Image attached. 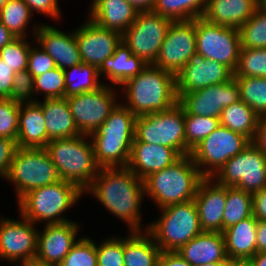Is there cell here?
<instances>
[{"label": "cell", "instance_id": "7c38bea8", "mask_svg": "<svg viewBox=\"0 0 266 266\" xmlns=\"http://www.w3.org/2000/svg\"><path fill=\"white\" fill-rule=\"evenodd\" d=\"M196 52L206 59L215 60L235 72L240 56L239 29L195 19Z\"/></svg>", "mask_w": 266, "mask_h": 266}, {"label": "cell", "instance_id": "4dcf8cb0", "mask_svg": "<svg viewBox=\"0 0 266 266\" xmlns=\"http://www.w3.org/2000/svg\"><path fill=\"white\" fill-rule=\"evenodd\" d=\"M131 231L124 237V266H157L161 249L146 230Z\"/></svg>", "mask_w": 266, "mask_h": 266}, {"label": "cell", "instance_id": "91938a15", "mask_svg": "<svg viewBox=\"0 0 266 266\" xmlns=\"http://www.w3.org/2000/svg\"><path fill=\"white\" fill-rule=\"evenodd\" d=\"M230 266H252L250 259H232Z\"/></svg>", "mask_w": 266, "mask_h": 266}, {"label": "cell", "instance_id": "52a82bcc", "mask_svg": "<svg viewBox=\"0 0 266 266\" xmlns=\"http://www.w3.org/2000/svg\"><path fill=\"white\" fill-rule=\"evenodd\" d=\"M161 216L147 224L148 231L162 252H177L192 238L201 234L195 201L173 204L159 210Z\"/></svg>", "mask_w": 266, "mask_h": 266}, {"label": "cell", "instance_id": "c3c4849f", "mask_svg": "<svg viewBox=\"0 0 266 266\" xmlns=\"http://www.w3.org/2000/svg\"><path fill=\"white\" fill-rule=\"evenodd\" d=\"M17 148L15 140L0 137V177L2 179H6L9 173L11 161Z\"/></svg>", "mask_w": 266, "mask_h": 266}, {"label": "cell", "instance_id": "ee69618b", "mask_svg": "<svg viewBox=\"0 0 266 266\" xmlns=\"http://www.w3.org/2000/svg\"><path fill=\"white\" fill-rule=\"evenodd\" d=\"M20 104L9 98H0V137L15 140L18 136Z\"/></svg>", "mask_w": 266, "mask_h": 266}, {"label": "cell", "instance_id": "f6af8a7d", "mask_svg": "<svg viewBox=\"0 0 266 266\" xmlns=\"http://www.w3.org/2000/svg\"><path fill=\"white\" fill-rule=\"evenodd\" d=\"M98 266H124V238L110 237L96 244Z\"/></svg>", "mask_w": 266, "mask_h": 266}, {"label": "cell", "instance_id": "277c9868", "mask_svg": "<svg viewBox=\"0 0 266 266\" xmlns=\"http://www.w3.org/2000/svg\"><path fill=\"white\" fill-rule=\"evenodd\" d=\"M204 178L191 156H182L173 165L150 174L144 180L145 195L159 209L186 203L194 200Z\"/></svg>", "mask_w": 266, "mask_h": 266}, {"label": "cell", "instance_id": "d6986e66", "mask_svg": "<svg viewBox=\"0 0 266 266\" xmlns=\"http://www.w3.org/2000/svg\"><path fill=\"white\" fill-rule=\"evenodd\" d=\"M82 63L101 67L103 62L115 53L122 41V35L116 31L98 26L89 18L80 28L75 29Z\"/></svg>", "mask_w": 266, "mask_h": 266}, {"label": "cell", "instance_id": "4316f807", "mask_svg": "<svg viewBox=\"0 0 266 266\" xmlns=\"http://www.w3.org/2000/svg\"><path fill=\"white\" fill-rule=\"evenodd\" d=\"M48 142L42 107L37 102L20 104L17 147L45 148Z\"/></svg>", "mask_w": 266, "mask_h": 266}, {"label": "cell", "instance_id": "f1b7e54d", "mask_svg": "<svg viewBox=\"0 0 266 266\" xmlns=\"http://www.w3.org/2000/svg\"><path fill=\"white\" fill-rule=\"evenodd\" d=\"M147 64L132 54L129 48L121 41L115 53L108 57L98 69L99 77L110 81L111 86L120 87L126 80L140 73ZM120 85V86H119Z\"/></svg>", "mask_w": 266, "mask_h": 266}, {"label": "cell", "instance_id": "680465c9", "mask_svg": "<svg viewBox=\"0 0 266 266\" xmlns=\"http://www.w3.org/2000/svg\"><path fill=\"white\" fill-rule=\"evenodd\" d=\"M250 261L252 266H266V252L256 253Z\"/></svg>", "mask_w": 266, "mask_h": 266}, {"label": "cell", "instance_id": "cb8c5ba5", "mask_svg": "<svg viewBox=\"0 0 266 266\" xmlns=\"http://www.w3.org/2000/svg\"><path fill=\"white\" fill-rule=\"evenodd\" d=\"M89 19L121 35L136 20L139 11L126 0H92Z\"/></svg>", "mask_w": 266, "mask_h": 266}, {"label": "cell", "instance_id": "f35d334b", "mask_svg": "<svg viewBox=\"0 0 266 266\" xmlns=\"http://www.w3.org/2000/svg\"><path fill=\"white\" fill-rule=\"evenodd\" d=\"M241 48H266V13L257 8L240 28Z\"/></svg>", "mask_w": 266, "mask_h": 266}, {"label": "cell", "instance_id": "f907efd6", "mask_svg": "<svg viewBox=\"0 0 266 266\" xmlns=\"http://www.w3.org/2000/svg\"><path fill=\"white\" fill-rule=\"evenodd\" d=\"M16 72L0 59V98H8Z\"/></svg>", "mask_w": 266, "mask_h": 266}, {"label": "cell", "instance_id": "e7e4bbea", "mask_svg": "<svg viewBox=\"0 0 266 266\" xmlns=\"http://www.w3.org/2000/svg\"><path fill=\"white\" fill-rule=\"evenodd\" d=\"M8 0H0V10L2 9L3 5L7 2Z\"/></svg>", "mask_w": 266, "mask_h": 266}, {"label": "cell", "instance_id": "4fadbf2b", "mask_svg": "<svg viewBox=\"0 0 266 266\" xmlns=\"http://www.w3.org/2000/svg\"><path fill=\"white\" fill-rule=\"evenodd\" d=\"M172 22L153 10L140 11L122 34V42L147 65L153 64Z\"/></svg>", "mask_w": 266, "mask_h": 266}, {"label": "cell", "instance_id": "db71d44e", "mask_svg": "<svg viewBox=\"0 0 266 266\" xmlns=\"http://www.w3.org/2000/svg\"><path fill=\"white\" fill-rule=\"evenodd\" d=\"M252 142L266 156V116L259 118L258 128Z\"/></svg>", "mask_w": 266, "mask_h": 266}, {"label": "cell", "instance_id": "816d5d0a", "mask_svg": "<svg viewBox=\"0 0 266 266\" xmlns=\"http://www.w3.org/2000/svg\"><path fill=\"white\" fill-rule=\"evenodd\" d=\"M253 216L257 220H266V188L252 194Z\"/></svg>", "mask_w": 266, "mask_h": 266}, {"label": "cell", "instance_id": "7a4b0ae2", "mask_svg": "<svg viewBox=\"0 0 266 266\" xmlns=\"http://www.w3.org/2000/svg\"><path fill=\"white\" fill-rule=\"evenodd\" d=\"M127 103H122L135 116L167 111L178 103L176 75L148 64L121 87Z\"/></svg>", "mask_w": 266, "mask_h": 266}, {"label": "cell", "instance_id": "74e56055", "mask_svg": "<svg viewBox=\"0 0 266 266\" xmlns=\"http://www.w3.org/2000/svg\"><path fill=\"white\" fill-rule=\"evenodd\" d=\"M220 126V118L185 115V156Z\"/></svg>", "mask_w": 266, "mask_h": 266}, {"label": "cell", "instance_id": "3957f363", "mask_svg": "<svg viewBox=\"0 0 266 266\" xmlns=\"http://www.w3.org/2000/svg\"><path fill=\"white\" fill-rule=\"evenodd\" d=\"M135 120L136 116L119 101L104 123L89 135L100 168L128 166Z\"/></svg>", "mask_w": 266, "mask_h": 266}, {"label": "cell", "instance_id": "44dd1931", "mask_svg": "<svg viewBox=\"0 0 266 266\" xmlns=\"http://www.w3.org/2000/svg\"><path fill=\"white\" fill-rule=\"evenodd\" d=\"M32 29L35 41L55 62L56 67L64 70L82 63L75 31L62 32L51 25H35Z\"/></svg>", "mask_w": 266, "mask_h": 266}, {"label": "cell", "instance_id": "ab89813d", "mask_svg": "<svg viewBox=\"0 0 266 266\" xmlns=\"http://www.w3.org/2000/svg\"><path fill=\"white\" fill-rule=\"evenodd\" d=\"M234 77L266 78V48H241Z\"/></svg>", "mask_w": 266, "mask_h": 266}, {"label": "cell", "instance_id": "7bdbcfd3", "mask_svg": "<svg viewBox=\"0 0 266 266\" xmlns=\"http://www.w3.org/2000/svg\"><path fill=\"white\" fill-rule=\"evenodd\" d=\"M27 38H16L0 49V59L15 72L27 70L30 43Z\"/></svg>", "mask_w": 266, "mask_h": 266}, {"label": "cell", "instance_id": "603a6c76", "mask_svg": "<svg viewBox=\"0 0 266 266\" xmlns=\"http://www.w3.org/2000/svg\"><path fill=\"white\" fill-rule=\"evenodd\" d=\"M182 156L172 148L144 142H133L128 168L140 179L173 165Z\"/></svg>", "mask_w": 266, "mask_h": 266}, {"label": "cell", "instance_id": "83f0119b", "mask_svg": "<svg viewBox=\"0 0 266 266\" xmlns=\"http://www.w3.org/2000/svg\"><path fill=\"white\" fill-rule=\"evenodd\" d=\"M37 103L43 110L49 141L81 135L66 98L44 99Z\"/></svg>", "mask_w": 266, "mask_h": 266}, {"label": "cell", "instance_id": "8fae6325", "mask_svg": "<svg viewBox=\"0 0 266 266\" xmlns=\"http://www.w3.org/2000/svg\"><path fill=\"white\" fill-rule=\"evenodd\" d=\"M250 143L244 135L220 125L191 150L190 156L204 177H212Z\"/></svg>", "mask_w": 266, "mask_h": 266}, {"label": "cell", "instance_id": "7dc6e473", "mask_svg": "<svg viewBox=\"0 0 266 266\" xmlns=\"http://www.w3.org/2000/svg\"><path fill=\"white\" fill-rule=\"evenodd\" d=\"M54 68H56L54 59L40 46L30 47L27 70L33 78Z\"/></svg>", "mask_w": 266, "mask_h": 266}, {"label": "cell", "instance_id": "8992f818", "mask_svg": "<svg viewBox=\"0 0 266 266\" xmlns=\"http://www.w3.org/2000/svg\"><path fill=\"white\" fill-rule=\"evenodd\" d=\"M84 192L75 184L60 180L54 184L35 188L18 201L20 215L36 225L64 223L70 221L62 216L74 207Z\"/></svg>", "mask_w": 266, "mask_h": 266}, {"label": "cell", "instance_id": "f546056e", "mask_svg": "<svg viewBox=\"0 0 266 266\" xmlns=\"http://www.w3.org/2000/svg\"><path fill=\"white\" fill-rule=\"evenodd\" d=\"M257 219L245 218L228 227L222 233L226 255L232 259H250L257 253Z\"/></svg>", "mask_w": 266, "mask_h": 266}, {"label": "cell", "instance_id": "d6a6232c", "mask_svg": "<svg viewBox=\"0 0 266 266\" xmlns=\"http://www.w3.org/2000/svg\"><path fill=\"white\" fill-rule=\"evenodd\" d=\"M63 71L66 86L65 98L84 92L95 91L103 85L99 81L98 69L90 64L81 63Z\"/></svg>", "mask_w": 266, "mask_h": 266}, {"label": "cell", "instance_id": "2e32d148", "mask_svg": "<svg viewBox=\"0 0 266 266\" xmlns=\"http://www.w3.org/2000/svg\"><path fill=\"white\" fill-rule=\"evenodd\" d=\"M196 53L195 19L172 22L158 56L152 64L177 75Z\"/></svg>", "mask_w": 266, "mask_h": 266}, {"label": "cell", "instance_id": "be15d7a7", "mask_svg": "<svg viewBox=\"0 0 266 266\" xmlns=\"http://www.w3.org/2000/svg\"><path fill=\"white\" fill-rule=\"evenodd\" d=\"M258 8L266 13V0H258Z\"/></svg>", "mask_w": 266, "mask_h": 266}, {"label": "cell", "instance_id": "f5cc1de1", "mask_svg": "<svg viewBox=\"0 0 266 266\" xmlns=\"http://www.w3.org/2000/svg\"><path fill=\"white\" fill-rule=\"evenodd\" d=\"M157 266H192L184 260L176 251L161 252Z\"/></svg>", "mask_w": 266, "mask_h": 266}, {"label": "cell", "instance_id": "681fc988", "mask_svg": "<svg viewBox=\"0 0 266 266\" xmlns=\"http://www.w3.org/2000/svg\"><path fill=\"white\" fill-rule=\"evenodd\" d=\"M31 12L34 11L49 16L55 20H58L61 15V9L58 4V0H23Z\"/></svg>", "mask_w": 266, "mask_h": 266}, {"label": "cell", "instance_id": "94428289", "mask_svg": "<svg viewBox=\"0 0 266 266\" xmlns=\"http://www.w3.org/2000/svg\"><path fill=\"white\" fill-rule=\"evenodd\" d=\"M230 265H231V258L227 256L226 258H224L219 262L207 263L200 266H230Z\"/></svg>", "mask_w": 266, "mask_h": 266}, {"label": "cell", "instance_id": "1f68e13d", "mask_svg": "<svg viewBox=\"0 0 266 266\" xmlns=\"http://www.w3.org/2000/svg\"><path fill=\"white\" fill-rule=\"evenodd\" d=\"M259 116L242 100L225 107L220 116V125L240 133L253 141L258 128Z\"/></svg>", "mask_w": 266, "mask_h": 266}, {"label": "cell", "instance_id": "e575fe53", "mask_svg": "<svg viewBox=\"0 0 266 266\" xmlns=\"http://www.w3.org/2000/svg\"><path fill=\"white\" fill-rule=\"evenodd\" d=\"M251 216H253L252 194L236 187H227L223 231Z\"/></svg>", "mask_w": 266, "mask_h": 266}, {"label": "cell", "instance_id": "d590c367", "mask_svg": "<svg viewBox=\"0 0 266 266\" xmlns=\"http://www.w3.org/2000/svg\"><path fill=\"white\" fill-rule=\"evenodd\" d=\"M33 13L23 0H8L0 10V22L16 37L26 38Z\"/></svg>", "mask_w": 266, "mask_h": 266}, {"label": "cell", "instance_id": "9f6ffc18", "mask_svg": "<svg viewBox=\"0 0 266 266\" xmlns=\"http://www.w3.org/2000/svg\"><path fill=\"white\" fill-rule=\"evenodd\" d=\"M132 4L137 11L153 10L156 0H126Z\"/></svg>", "mask_w": 266, "mask_h": 266}, {"label": "cell", "instance_id": "b9f144b4", "mask_svg": "<svg viewBox=\"0 0 266 266\" xmlns=\"http://www.w3.org/2000/svg\"><path fill=\"white\" fill-rule=\"evenodd\" d=\"M60 266H98L96 244L89 237H81L70 252L64 257Z\"/></svg>", "mask_w": 266, "mask_h": 266}, {"label": "cell", "instance_id": "9a60e30c", "mask_svg": "<svg viewBox=\"0 0 266 266\" xmlns=\"http://www.w3.org/2000/svg\"><path fill=\"white\" fill-rule=\"evenodd\" d=\"M36 224L22 215L19 219H0V259L24 265L36 258L38 232ZM19 260V261H18ZM21 260V261H20Z\"/></svg>", "mask_w": 266, "mask_h": 266}, {"label": "cell", "instance_id": "60d3db41", "mask_svg": "<svg viewBox=\"0 0 266 266\" xmlns=\"http://www.w3.org/2000/svg\"><path fill=\"white\" fill-rule=\"evenodd\" d=\"M64 71L58 67L34 77L35 95L44 94V99L65 98Z\"/></svg>", "mask_w": 266, "mask_h": 266}, {"label": "cell", "instance_id": "836d02e7", "mask_svg": "<svg viewBox=\"0 0 266 266\" xmlns=\"http://www.w3.org/2000/svg\"><path fill=\"white\" fill-rule=\"evenodd\" d=\"M207 0H156L153 11L171 21L203 17Z\"/></svg>", "mask_w": 266, "mask_h": 266}, {"label": "cell", "instance_id": "ac0fdd59", "mask_svg": "<svg viewBox=\"0 0 266 266\" xmlns=\"http://www.w3.org/2000/svg\"><path fill=\"white\" fill-rule=\"evenodd\" d=\"M233 78L234 72L228 66L206 59L196 52L176 75L178 99L184 93L229 82Z\"/></svg>", "mask_w": 266, "mask_h": 266}, {"label": "cell", "instance_id": "ffe728a7", "mask_svg": "<svg viewBox=\"0 0 266 266\" xmlns=\"http://www.w3.org/2000/svg\"><path fill=\"white\" fill-rule=\"evenodd\" d=\"M79 227L77 222L71 220L46 224L42 232L41 230L38 232L35 259L43 263L60 264L79 240L77 239Z\"/></svg>", "mask_w": 266, "mask_h": 266}, {"label": "cell", "instance_id": "30bf717a", "mask_svg": "<svg viewBox=\"0 0 266 266\" xmlns=\"http://www.w3.org/2000/svg\"><path fill=\"white\" fill-rule=\"evenodd\" d=\"M211 178L220 185L236 187L253 194L266 188V156L251 142Z\"/></svg>", "mask_w": 266, "mask_h": 266}, {"label": "cell", "instance_id": "11a10c76", "mask_svg": "<svg viewBox=\"0 0 266 266\" xmlns=\"http://www.w3.org/2000/svg\"><path fill=\"white\" fill-rule=\"evenodd\" d=\"M257 253L266 252V220H257Z\"/></svg>", "mask_w": 266, "mask_h": 266}, {"label": "cell", "instance_id": "5bb4252c", "mask_svg": "<svg viewBox=\"0 0 266 266\" xmlns=\"http://www.w3.org/2000/svg\"><path fill=\"white\" fill-rule=\"evenodd\" d=\"M113 87V88H112ZM114 86L103 85L95 91L67 97L75 125L83 135L93 133L119 103Z\"/></svg>", "mask_w": 266, "mask_h": 266}, {"label": "cell", "instance_id": "d4e9b609", "mask_svg": "<svg viewBox=\"0 0 266 266\" xmlns=\"http://www.w3.org/2000/svg\"><path fill=\"white\" fill-rule=\"evenodd\" d=\"M258 8V0H207L203 17L208 23L239 29Z\"/></svg>", "mask_w": 266, "mask_h": 266}, {"label": "cell", "instance_id": "e0dca14e", "mask_svg": "<svg viewBox=\"0 0 266 266\" xmlns=\"http://www.w3.org/2000/svg\"><path fill=\"white\" fill-rule=\"evenodd\" d=\"M240 100V89L235 78L229 82L211 85L184 93L178 103L185 115H200L220 118L222 110Z\"/></svg>", "mask_w": 266, "mask_h": 266}, {"label": "cell", "instance_id": "6da1fadb", "mask_svg": "<svg viewBox=\"0 0 266 266\" xmlns=\"http://www.w3.org/2000/svg\"><path fill=\"white\" fill-rule=\"evenodd\" d=\"M85 193L92 194L115 217L124 221L130 232L142 231L144 180L128 167L100 168Z\"/></svg>", "mask_w": 266, "mask_h": 266}, {"label": "cell", "instance_id": "6f0895ef", "mask_svg": "<svg viewBox=\"0 0 266 266\" xmlns=\"http://www.w3.org/2000/svg\"><path fill=\"white\" fill-rule=\"evenodd\" d=\"M16 37L0 22V49L11 43Z\"/></svg>", "mask_w": 266, "mask_h": 266}, {"label": "cell", "instance_id": "484cf974", "mask_svg": "<svg viewBox=\"0 0 266 266\" xmlns=\"http://www.w3.org/2000/svg\"><path fill=\"white\" fill-rule=\"evenodd\" d=\"M177 253L192 266L219 262L227 257L222 232L203 231L183 245Z\"/></svg>", "mask_w": 266, "mask_h": 266}, {"label": "cell", "instance_id": "9c48e42d", "mask_svg": "<svg viewBox=\"0 0 266 266\" xmlns=\"http://www.w3.org/2000/svg\"><path fill=\"white\" fill-rule=\"evenodd\" d=\"M133 142L164 145L185 156V111L177 103L167 111L136 116Z\"/></svg>", "mask_w": 266, "mask_h": 266}, {"label": "cell", "instance_id": "7402d4cb", "mask_svg": "<svg viewBox=\"0 0 266 266\" xmlns=\"http://www.w3.org/2000/svg\"><path fill=\"white\" fill-rule=\"evenodd\" d=\"M227 198V187L205 177L194 198L203 231L223 232V214Z\"/></svg>", "mask_w": 266, "mask_h": 266}, {"label": "cell", "instance_id": "bcb514c9", "mask_svg": "<svg viewBox=\"0 0 266 266\" xmlns=\"http://www.w3.org/2000/svg\"><path fill=\"white\" fill-rule=\"evenodd\" d=\"M33 95L35 96L33 76L28 70L16 72L13 76L12 90L8 98L19 104L34 103L38 99L32 97Z\"/></svg>", "mask_w": 266, "mask_h": 266}, {"label": "cell", "instance_id": "8d00e7d4", "mask_svg": "<svg viewBox=\"0 0 266 266\" xmlns=\"http://www.w3.org/2000/svg\"><path fill=\"white\" fill-rule=\"evenodd\" d=\"M240 89V100L259 117L266 116V78L234 77Z\"/></svg>", "mask_w": 266, "mask_h": 266}, {"label": "cell", "instance_id": "5b68a950", "mask_svg": "<svg viewBox=\"0 0 266 266\" xmlns=\"http://www.w3.org/2000/svg\"><path fill=\"white\" fill-rule=\"evenodd\" d=\"M89 139V135L81 134L51 140L45 147L60 179L77 185L83 192L92 184L100 169Z\"/></svg>", "mask_w": 266, "mask_h": 266}, {"label": "cell", "instance_id": "6125c7cd", "mask_svg": "<svg viewBox=\"0 0 266 266\" xmlns=\"http://www.w3.org/2000/svg\"><path fill=\"white\" fill-rule=\"evenodd\" d=\"M24 266H60V265L59 264L43 263V262H40V261L34 259L31 262L24 264Z\"/></svg>", "mask_w": 266, "mask_h": 266}, {"label": "cell", "instance_id": "ba28073f", "mask_svg": "<svg viewBox=\"0 0 266 266\" xmlns=\"http://www.w3.org/2000/svg\"><path fill=\"white\" fill-rule=\"evenodd\" d=\"M6 180L13 183L18 201L27 192L61 179L45 148H17Z\"/></svg>", "mask_w": 266, "mask_h": 266}]
</instances>
